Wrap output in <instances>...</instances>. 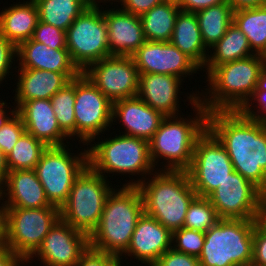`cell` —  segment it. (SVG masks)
Wrapping results in <instances>:
<instances>
[{
    "instance_id": "cell-48",
    "label": "cell",
    "mask_w": 266,
    "mask_h": 266,
    "mask_svg": "<svg viewBox=\"0 0 266 266\" xmlns=\"http://www.w3.org/2000/svg\"><path fill=\"white\" fill-rule=\"evenodd\" d=\"M233 10L254 8L266 4V0H227Z\"/></svg>"
},
{
    "instance_id": "cell-47",
    "label": "cell",
    "mask_w": 266,
    "mask_h": 266,
    "mask_svg": "<svg viewBox=\"0 0 266 266\" xmlns=\"http://www.w3.org/2000/svg\"><path fill=\"white\" fill-rule=\"evenodd\" d=\"M10 102H6L0 98V128L17 112L16 106H9ZM11 107V108H10ZM8 108V109H7Z\"/></svg>"
},
{
    "instance_id": "cell-50",
    "label": "cell",
    "mask_w": 266,
    "mask_h": 266,
    "mask_svg": "<svg viewBox=\"0 0 266 266\" xmlns=\"http://www.w3.org/2000/svg\"><path fill=\"white\" fill-rule=\"evenodd\" d=\"M8 173L7 156L0 148V187L6 182Z\"/></svg>"
},
{
    "instance_id": "cell-16",
    "label": "cell",
    "mask_w": 266,
    "mask_h": 266,
    "mask_svg": "<svg viewBox=\"0 0 266 266\" xmlns=\"http://www.w3.org/2000/svg\"><path fill=\"white\" fill-rule=\"evenodd\" d=\"M183 82V83H182ZM184 81L174 75L139 73L138 97L141 98L148 106L162 113L165 117L177 116L182 114L183 104L190 105V108L199 101V89L189 93L182 92ZM183 93V94H181ZM181 95L186 99H181ZM181 100V101H180ZM188 102V103H186ZM181 104V105H180ZM182 108V109H181ZM180 112V113H179Z\"/></svg>"
},
{
    "instance_id": "cell-30",
    "label": "cell",
    "mask_w": 266,
    "mask_h": 266,
    "mask_svg": "<svg viewBox=\"0 0 266 266\" xmlns=\"http://www.w3.org/2000/svg\"><path fill=\"white\" fill-rule=\"evenodd\" d=\"M39 21L67 31L74 20L95 0H34Z\"/></svg>"
},
{
    "instance_id": "cell-28",
    "label": "cell",
    "mask_w": 266,
    "mask_h": 266,
    "mask_svg": "<svg viewBox=\"0 0 266 266\" xmlns=\"http://www.w3.org/2000/svg\"><path fill=\"white\" fill-rule=\"evenodd\" d=\"M206 65L202 75L206 76L214 67L235 60L244 59L255 53L251 50L247 37L232 23L225 35L209 49Z\"/></svg>"
},
{
    "instance_id": "cell-11",
    "label": "cell",
    "mask_w": 266,
    "mask_h": 266,
    "mask_svg": "<svg viewBox=\"0 0 266 266\" xmlns=\"http://www.w3.org/2000/svg\"><path fill=\"white\" fill-rule=\"evenodd\" d=\"M59 219L60 209L53 205L36 209L7 208L5 246L27 261Z\"/></svg>"
},
{
    "instance_id": "cell-13",
    "label": "cell",
    "mask_w": 266,
    "mask_h": 266,
    "mask_svg": "<svg viewBox=\"0 0 266 266\" xmlns=\"http://www.w3.org/2000/svg\"><path fill=\"white\" fill-rule=\"evenodd\" d=\"M233 170L227 150L206 129L196 141L192 162L187 170L196 194L208 197Z\"/></svg>"
},
{
    "instance_id": "cell-14",
    "label": "cell",
    "mask_w": 266,
    "mask_h": 266,
    "mask_svg": "<svg viewBox=\"0 0 266 266\" xmlns=\"http://www.w3.org/2000/svg\"><path fill=\"white\" fill-rule=\"evenodd\" d=\"M112 103L138 95L139 73L132 56H110L82 72Z\"/></svg>"
},
{
    "instance_id": "cell-26",
    "label": "cell",
    "mask_w": 266,
    "mask_h": 266,
    "mask_svg": "<svg viewBox=\"0 0 266 266\" xmlns=\"http://www.w3.org/2000/svg\"><path fill=\"white\" fill-rule=\"evenodd\" d=\"M12 4L0 8V34L18 47L32 38L39 14L34 0H19Z\"/></svg>"
},
{
    "instance_id": "cell-39",
    "label": "cell",
    "mask_w": 266,
    "mask_h": 266,
    "mask_svg": "<svg viewBox=\"0 0 266 266\" xmlns=\"http://www.w3.org/2000/svg\"><path fill=\"white\" fill-rule=\"evenodd\" d=\"M25 131L22 117L17 112L0 128V148L6 156Z\"/></svg>"
},
{
    "instance_id": "cell-34",
    "label": "cell",
    "mask_w": 266,
    "mask_h": 266,
    "mask_svg": "<svg viewBox=\"0 0 266 266\" xmlns=\"http://www.w3.org/2000/svg\"><path fill=\"white\" fill-rule=\"evenodd\" d=\"M51 104L60 128L74 144L76 142L75 79L51 97Z\"/></svg>"
},
{
    "instance_id": "cell-18",
    "label": "cell",
    "mask_w": 266,
    "mask_h": 266,
    "mask_svg": "<svg viewBox=\"0 0 266 266\" xmlns=\"http://www.w3.org/2000/svg\"><path fill=\"white\" fill-rule=\"evenodd\" d=\"M138 73L174 75L191 80L202 69L185 53L169 42L145 41L132 55Z\"/></svg>"
},
{
    "instance_id": "cell-9",
    "label": "cell",
    "mask_w": 266,
    "mask_h": 266,
    "mask_svg": "<svg viewBox=\"0 0 266 266\" xmlns=\"http://www.w3.org/2000/svg\"><path fill=\"white\" fill-rule=\"evenodd\" d=\"M94 172L89 166L75 179L60 219L88 236L99 225L109 193L118 184ZM113 182V183H112Z\"/></svg>"
},
{
    "instance_id": "cell-52",
    "label": "cell",
    "mask_w": 266,
    "mask_h": 266,
    "mask_svg": "<svg viewBox=\"0 0 266 266\" xmlns=\"http://www.w3.org/2000/svg\"><path fill=\"white\" fill-rule=\"evenodd\" d=\"M255 91H266V60L263 63Z\"/></svg>"
},
{
    "instance_id": "cell-8",
    "label": "cell",
    "mask_w": 266,
    "mask_h": 266,
    "mask_svg": "<svg viewBox=\"0 0 266 266\" xmlns=\"http://www.w3.org/2000/svg\"><path fill=\"white\" fill-rule=\"evenodd\" d=\"M78 144L47 147L34 169L50 204L59 209L66 203L75 179L88 166L87 145Z\"/></svg>"
},
{
    "instance_id": "cell-19",
    "label": "cell",
    "mask_w": 266,
    "mask_h": 266,
    "mask_svg": "<svg viewBox=\"0 0 266 266\" xmlns=\"http://www.w3.org/2000/svg\"><path fill=\"white\" fill-rule=\"evenodd\" d=\"M171 247L172 233L155 218L143 213L138 219L127 250L119 257V262L124 266H131L129 263L134 259L132 263H141L136 266H152Z\"/></svg>"
},
{
    "instance_id": "cell-37",
    "label": "cell",
    "mask_w": 266,
    "mask_h": 266,
    "mask_svg": "<svg viewBox=\"0 0 266 266\" xmlns=\"http://www.w3.org/2000/svg\"><path fill=\"white\" fill-rule=\"evenodd\" d=\"M15 64H18L17 47L0 34V88L1 86L5 87V85H3L4 82V84H8L9 78V81L11 80V83H13L12 79L14 81V72L17 68ZM9 75L12 76V78ZM0 90L2 91L3 89Z\"/></svg>"
},
{
    "instance_id": "cell-25",
    "label": "cell",
    "mask_w": 266,
    "mask_h": 266,
    "mask_svg": "<svg viewBox=\"0 0 266 266\" xmlns=\"http://www.w3.org/2000/svg\"><path fill=\"white\" fill-rule=\"evenodd\" d=\"M17 63V68L81 72L72 62L67 49H52L32 38L17 47Z\"/></svg>"
},
{
    "instance_id": "cell-33",
    "label": "cell",
    "mask_w": 266,
    "mask_h": 266,
    "mask_svg": "<svg viewBox=\"0 0 266 266\" xmlns=\"http://www.w3.org/2000/svg\"><path fill=\"white\" fill-rule=\"evenodd\" d=\"M47 145L26 131L7 155L9 171L34 170Z\"/></svg>"
},
{
    "instance_id": "cell-21",
    "label": "cell",
    "mask_w": 266,
    "mask_h": 266,
    "mask_svg": "<svg viewBox=\"0 0 266 266\" xmlns=\"http://www.w3.org/2000/svg\"><path fill=\"white\" fill-rule=\"evenodd\" d=\"M17 73V74H16ZM82 72H53L30 68H16L12 96L9 100L18 109L25 101L36 99H51L64 88L72 79Z\"/></svg>"
},
{
    "instance_id": "cell-7",
    "label": "cell",
    "mask_w": 266,
    "mask_h": 266,
    "mask_svg": "<svg viewBox=\"0 0 266 266\" xmlns=\"http://www.w3.org/2000/svg\"><path fill=\"white\" fill-rule=\"evenodd\" d=\"M258 220L220 219L205 232L200 266H251L253 230Z\"/></svg>"
},
{
    "instance_id": "cell-38",
    "label": "cell",
    "mask_w": 266,
    "mask_h": 266,
    "mask_svg": "<svg viewBox=\"0 0 266 266\" xmlns=\"http://www.w3.org/2000/svg\"><path fill=\"white\" fill-rule=\"evenodd\" d=\"M34 41L43 43L52 49L66 48V31L39 21L32 36Z\"/></svg>"
},
{
    "instance_id": "cell-20",
    "label": "cell",
    "mask_w": 266,
    "mask_h": 266,
    "mask_svg": "<svg viewBox=\"0 0 266 266\" xmlns=\"http://www.w3.org/2000/svg\"><path fill=\"white\" fill-rule=\"evenodd\" d=\"M103 6L108 30L109 54L132 56L146 41L140 16L124 11L112 0H103Z\"/></svg>"
},
{
    "instance_id": "cell-1",
    "label": "cell",
    "mask_w": 266,
    "mask_h": 266,
    "mask_svg": "<svg viewBox=\"0 0 266 266\" xmlns=\"http://www.w3.org/2000/svg\"><path fill=\"white\" fill-rule=\"evenodd\" d=\"M207 129L227 150L233 169L266 190V123L237 111L208 113Z\"/></svg>"
},
{
    "instance_id": "cell-32",
    "label": "cell",
    "mask_w": 266,
    "mask_h": 266,
    "mask_svg": "<svg viewBox=\"0 0 266 266\" xmlns=\"http://www.w3.org/2000/svg\"><path fill=\"white\" fill-rule=\"evenodd\" d=\"M233 9L228 2L201 9L195 12L205 46L215 45L233 23Z\"/></svg>"
},
{
    "instance_id": "cell-17",
    "label": "cell",
    "mask_w": 266,
    "mask_h": 266,
    "mask_svg": "<svg viewBox=\"0 0 266 266\" xmlns=\"http://www.w3.org/2000/svg\"><path fill=\"white\" fill-rule=\"evenodd\" d=\"M89 247V236L59 219L44 237L42 245L26 261V266H75ZM35 260V261H34Z\"/></svg>"
},
{
    "instance_id": "cell-5",
    "label": "cell",
    "mask_w": 266,
    "mask_h": 266,
    "mask_svg": "<svg viewBox=\"0 0 266 266\" xmlns=\"http://www.w3.org/2000/svg\"><path fill=\"white\" fill-rule=\"evenodd\" d=\"M144 213L138 186L116 185L109 193L89 246L119 258L128 248L138 219Z\"/></svg>"
},
{
    "instance_id": "cell-41",
    "label": "cell",
    "mask_w": 266,
    "mask_h": 266,
    "mask_svg": "<svg viewBox=\"0 0 266 266\" xmlns=\"http://www.w3.org/2000/svg\"><path fill=\"white\" fill-rule=\"evenodd\" d=\"M119 264V258L116 256L98 251L89 246L81 254L75 266H118Z\"/></svg>"
},
{
    "instance_id": "cell-46",
    "label": "cell",
    "mask_w": 266,
    "mask_h": 266,
    "mask_svg": "<svg viewBox=\"0 0 266 266\" xmlns=\"http://www.w3.org/2000/svg\"><path fill=\"white\" fill-rule=\"evenodd\" d=\"M21 264V265H20ZM26 261L7 246H0V266H25Z\"/></svg>"
},
{
    "instance_id": "cell-24",
    "label": "cell",
    "mask_w": 266,
    "mask_h": 266,
    "mask_svg": "<svg viewBox=\"0 0 266 266\" xmlns=\"http://www.w3.org/2000/svg\"><path fill=\"white\" fill-rule=\"evenodd\" d=\"M0 196L7 208L36 209L52 206L35 170L9 171L0 187Z\"/></svg>"
},
{
    "instance_id": "cell-35",
    "label": "cell",
    "mask_w": 266,
    "mask_h": 266,
    "mask_svg": "<svg viewBox=\"0 0 266 266\" xmlns=\"http://www.w3.org/2000/svg\"><path fill=\"white\" fill-rule=\"evenodd\" d=\"M220 220L208 197L196 196L188 207L183 227L207 232Z\"/></svg>"
},
{
    "instance_id": "cell-31",
    "label": "cell",
    "mask_w": 266,
    "mask_h": 266,
    "mask_svg": "<svg viewBox=\"0 0 266 266\" xmlns=\"http://www.w3.org/2000/svg\"><path fill=\"white\" fill-rule=\"evenodd\" d=\"M233 23L247 37L251 50L266 56V4L234 10Z\"/></svg>"
},
{
    "instance_id": "cell-44",
    "label": "cell",
    "mask_w": 266,
    "mask_h": 266,
    "mask_svg": "<svg viewBox=\"0 0 266 266\" xmlns=\"http://www.w3.org/2000/svg\"><path fill=\"white\" fill-rule=\"evenodd\" d=\"M115 4L126 12L136 16H142L154 6L165 0H112ZM118 2V3H117Z\"/></svg>"
},
{
    "instance_id": "cell-43",
    "label": "cell",
    "mask_w": 266,
    "mask_h": 266,
    "mask_svg": "<svg viewBox=\"0 0 266 266\" xmlns=\"http://www.w3.org/2000/svg\"><path fill=\"white\" fill-rule=\"evenodd\" d=\"M266 264V228L259 222L253 230V249L251 266Z\"/></svg>"
},
{
    "instance_id": "cell-2",
    "label": "cell",
    "mask_w": 266,
    "mask_h": 266,
    "mask_svg": "<svg viewBox=\"0 0 266 266\" xmlns=\"http://www.w3.org/2000/svg\"><path fill=\"white\" fill-rule=\"evenodd\" d=\"M111 129L115 131L111 133L107 131V134L104 133L107 137L102 134L87 145L88 166L107 180L111 178L113 180L116 176H123L121 178L124 180L127 176L129 179L124 180L126 183H122L120 179V185L138 186L156 171L150 157L149 141L139 137L116 134V130L119 129L113 126Z\"/></svg>"
},
{
    "instance_id": "cell-29",
    "label": "cell",
    "mask_w": 266,
    "mask_h": 266,
    "mask_svg": "<svg viewBox=\"0 0 266 266\" xmlns=\"http://www.w3.org/2000/svg\"><path fill=\"white\" fill-rule=\"evenodd\" d=\"M179 10L177 0H165L140 16L146 41L169 42Z\"/></svg>"
},
{
    "instance_id": "cell-42",
    "label": "cell",
    "mask_w": 266,
    "mask_h": 266,
    "mask_svg": "<svg viewBox=\"0 0 266 266\" xmlns=\"http://www.w3.org/2000/svg\"><path fill=\"white\" fill-rule=\"evenodd\" d=\"M152 266H200L198 257L170 248Z\"/></svg>"
},
{
    "instance_id": "cell-45",
    "label": "cell",
    "mask_w": 266,
    "mask_h": 266,
    "mask_svg": "<svg viewBox=\"0 0 266 266\" xmlns=\"http://www.w3.org/2000/svg\"><path fill=\"white\" fill-rule=\"evenodd\" d=\"M224 2H227V0H177L180 10L188 12H197L201 9L215 6Z\"/></svg>"
},
{
    "instance_id": "cell-10",
    "label": "cell",
    "mask_w": 266,
    "mask_h": 266,
    "mask_svg": "<svg viewBox=\"0 0 266 266\" xmlns=\"http://www.w3.org/2000/svg\"><path fill=\"white\" fill-rule=\"evenodd\" d=\"M108 46L103 0H95L67 29L66 48L72 62L83 72L90 64L111 56Z\"/></svg>"
},
{
    "instance_id": "cell-22",
    "label": "cell",
    "mask_w": 266,
    "mask_h": 266,
    "mask_svg": "<svg viewBox=\"0 0 266 266\" xmlns=\"http://www.w3.org/2000/svg\"><path fill=\"white\" fill-rule=\"evenodd\" d=\"M165 116L148 106L138 96L112 103V126L119 134L150 140L160 127ZM116 122V123H115ZM122 126V128H121ZM124 129V131H122Z\"/></svg>"
},
{
    "instance_id": "cell-40",
    "label": "cell",
    "mask_w": 266,
    "mask_h": 266,
    "mask_svg": "<svg viewBox=\"0 0 266 266\" xmlns=\"http://www.w3.org/2000/svg\"><path fill=\"white\" fill-rule=\"evenodd\" d=\"M239 111L251 120L266 123V91H254Z\"/></svg>"
},
{
    "instance_id": "cell-12",
    "label": "cell",
    "mask_w": 266,
    "mask_h": 266,
    "mask_svg": "<svg viewBox=\"0 0 266 266\" xmlns=\"http://www.w3.org/2000/svg\"><path fill=\"white\" fill-rule=\"evenodd\" d=\"M76 143L88 145L111 131L112 102L83 74L75 78Z\"/></svg>"
},
{
    "instance_id": "cell-6",
    "label": "cell",
    "mask_w": 266,
    "mask_h": 266,
    "mask_svg": "<svg viewBox=\"0 0 266 266\" xmlns=\"http://www.w3.org/2000/svg\"><path fill=\"white\" fill-rule=\"evenodd\" d=\"M138 188L147 216L171 233L183 227L188 207L197 196L187 171L156 170Z\"/></svg>"
},
{
    "instance_id": "cell-4",
    "label": "cell",
    "mask_w": 266,
    "mask_h": 266,
    "mask_svg": "<svg viewBox=\"0 0 266 266\" xmlns=\"http://www.w3.org/2000/svg\"><path fill=\"white\" fill-rule=\"evenodd\" d=\"M265 60L266 56L254 54L214 67L204 77L199 102L208 113L240 110L256 90Z\"/></svg>"
},
{
    "instance_id": "cell-36",
    "label": "cell",
    "mask_w": 266,
    "mask_h": 266,
    "mask_svg": "<svg viewBox=\"0 0 266 266\" xmlns=\"http://www.w3.org/2000/svg\"><path fill=\"white\" fill-rule=\"evenodd\" d=\"M205 241V232L182 227L172 233V248L199 257Z\"/></svg>"
},
{
    "instance_id": "cell-15",
    "label": "cell",
    "mask_w": 266,
    "mask_h": 266,
    "mask_svg": "<svg viewBox=\"0 0 266 266\" xmlns=\"http://www.w3.org/2000/svg\"><path fill=\"white\" fill-rule=\"evenodd\" d=\"M261 190L233 170L208 199L220 219L258 220Z\"/></svg>"
},
{
    "instance_id": "cell-49",
    "label": "cell",
    "mask_w": 266,
    "mask_h": 266,
    "mask_svg": "<svg viewBox=\"0 0 266 266\" xmlns=\"http://www.w3.org/2000/svg\"><path fill=\"white\" fill-rule=\"evenodd\" d=\"M6 212L7 206L0 196V246H4L6 242Z\"/></svg>"
},
{
    "instance_id": "cell-51",
    "label": "cell",
    "mask_w": 266,
    "mask_h": 266,
    "mask_svg": "<svg viewBox=\"0 0 266 266\" xmlns=\"http://www.w3.org/2000/svg\"><path fill=\"white\" fill-rule=\"evenodd\" d=\"M258 221L266 228V190L261 192L260 214Z\"/></svg>"
},
{
    "instance_id": "cell-23",
    "label": "cell",
    "mask_w": 266,
    "mask_h": 266,
    "mask_svg": "<svg viewBox=\"0 0 266 266\" xmlns=\"http://www.w3.org/2000/svg\"><path fill=\"white\" fill-rule=\"evenodd\" d=\"M17 113L22 117L25 130L49 146H65L72 143L60 128L55 117L51 99L25 101ZM69 141V142H68Z\"/></svg>"
},
{
    "instance_id": "cell-3",
    "label": "cell",
    "mask_w": 266,
    "mask_h": 266,
    "mask_svg": "<svg viewBox=\"0 0 266 266\" xmlns=\"http://www.w3.org/2000/svg\"><path fill=\"white\" fill-rule=\"evenodd\" d=\"M191 109V115L182 112L165 117L149 140L150 157L156 170L189 169L196 141L207 129L208 119V112L199 101Z\"/></svg>"
},
{
    "instance_id": "cell-27",
    "label": "cell",
    "mask_w": 266,
    "mask_h": 266,
    "mask_svg": "<svg viewBox=\"0 0 266 266\" xmlns=\"http://www.w3.org/2000/svg\"><path fill=\"white\" fill-rule=\"evenodd\" d=\"M170 42L190 57L201 69L204 68L209 49L203 42L195 12L179 10Z\"/></svg>"
}]
</instances>
